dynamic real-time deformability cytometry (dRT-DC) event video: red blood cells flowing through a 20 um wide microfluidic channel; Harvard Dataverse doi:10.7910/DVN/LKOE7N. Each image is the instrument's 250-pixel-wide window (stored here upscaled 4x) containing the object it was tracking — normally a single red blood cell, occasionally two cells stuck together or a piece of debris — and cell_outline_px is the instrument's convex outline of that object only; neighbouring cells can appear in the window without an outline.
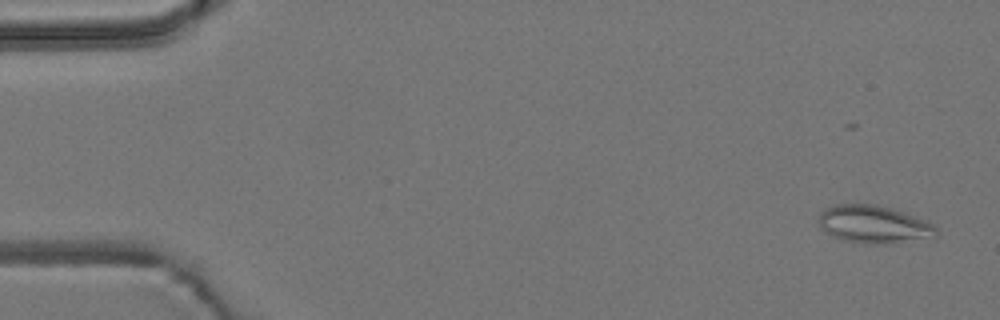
{"species": "common noctule bat (a hibernating species)", "species_latin": "Nyctalus noctula", "temperature_condition": "room temperature", "stored_images_in_passage": 43, "camera_frame_rate_fps": 3000, "um_per_image_px": 0.085, "animal": {"sex": "male", "body_mass_g": 19.2, "forearm_length_mm": 51.8}, "frame": {"image": 1, "passage_image": 3, "time_ms": 0.667, "image_size_px": [1000, 320], "cell_outline_px": [[936, 236], [900, 240], [844, 240], [832, 236], [824, 232], [820, 228], [820, 212], [824, 208], [832, 204], [876, 204], [892, 208], [924, 220], [932, 224], [936, 228]], "centroid_in_image_um": [74.16, 18.98], "position_along_channel_um": 10.8, "area_um2": 24.33}}
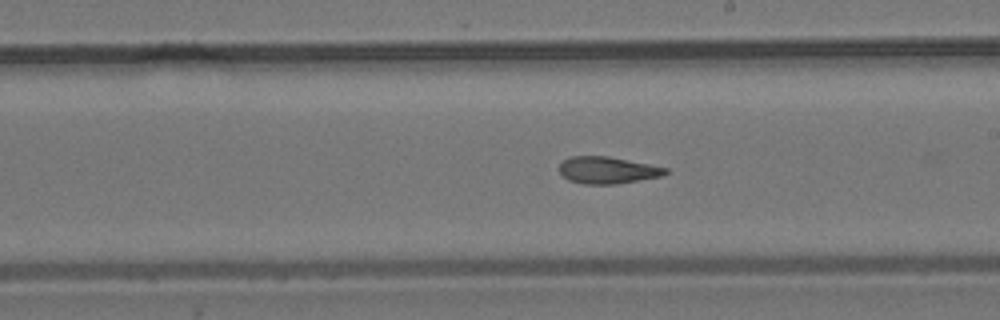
{"frame": {"image": 2, "passage_image": 32, "time_ms": 10.333, "image_size_px": [1000, 320], "cell_outline_px": [[668, 172], [660, 176], [616, 184], [584, 184], [568, 180], [560, 172], [560, 164], [564, 160], [572, 156], [608, 156], [668, 168]], "centroid_in_image_um": [51.62, 14.46], "position_along_channel_um": 237.4, "area_um2": 16.42}}
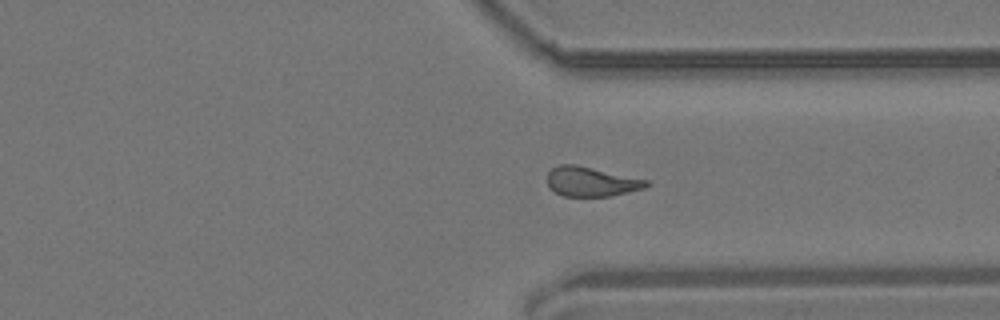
{"frame": {"image": 3, "passage_image": 42, "time_ms": 13.667, "image_size_px": [1000, 320], "cell_outline_px": [[648, 184], [644, 188], [612, 196], [564, 196], [548, 188], [548, 172], [552, 168], [560, 164], [576, 164], [648, 180]], "centroid_in_image_um": [50.23, 15.43], "position_along_channel_um": 361.2, "area_um2": 16.99}}